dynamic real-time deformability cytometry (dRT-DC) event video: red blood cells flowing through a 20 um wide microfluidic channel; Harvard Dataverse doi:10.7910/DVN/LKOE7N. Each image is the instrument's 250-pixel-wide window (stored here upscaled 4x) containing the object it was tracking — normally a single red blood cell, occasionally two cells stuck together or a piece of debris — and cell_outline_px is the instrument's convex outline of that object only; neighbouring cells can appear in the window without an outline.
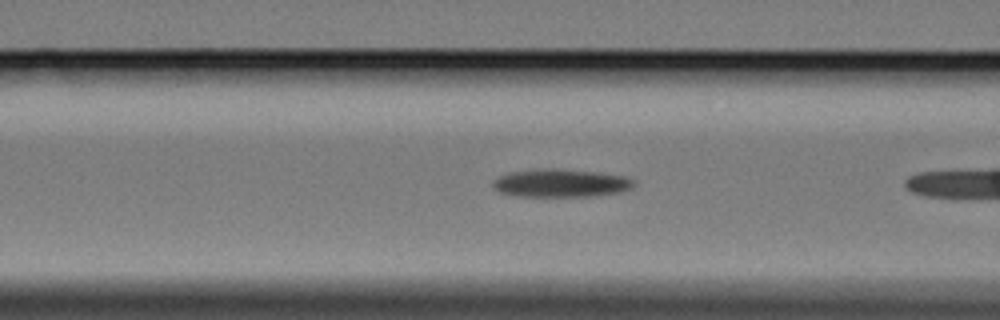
{"species": "Egyptian fruit bat (a non-hibernating species)", "species_latin": "Rousettus aegyptiacus", "temperature_condition": "cold", "stored_images_in_passage": 33, "camera_frame_rate_fps": 3000, "um_per_image_px": 0.085, "animal": {"sex": "female"}, "frame": {"image": 1, "passage_image": 7, "time_ms": 2.0, "image_size_px": [1000, 320], "cell_outline_px": [[636, 184], [632, 188], [620, 192], [596, 196], [516, 196], [500, 192], [492, 184], [500, 176], [516, 172], [592, 172], [624, 176], [636, 180]], "centroid_in_image_um": [47.8, 15.64], "position_along_channel_um": 118.8, "area_um2": 21.44}}
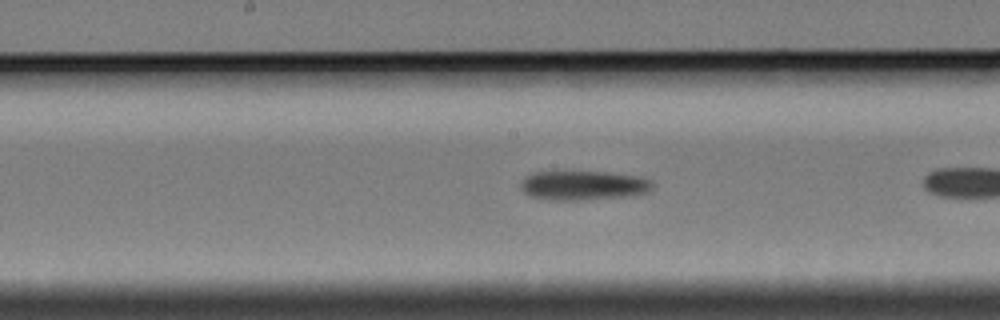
{"frame": {"image": 2, "passage_image": 14, "time_ms": 4.333, "image_size_px": [1000, 320], "cell_outline_px": [[652, 188], [648, 192], [636, 196], [584, 200], [548, 200], [528, 196], [520, 188], [520, 184], [532, 172], [604, 172], [632, 176], [652, 180]], "centroid_in_image_um": [49.58, 15.79], "position_along_channel_um": 198.6, "area_um2": 22.6}}
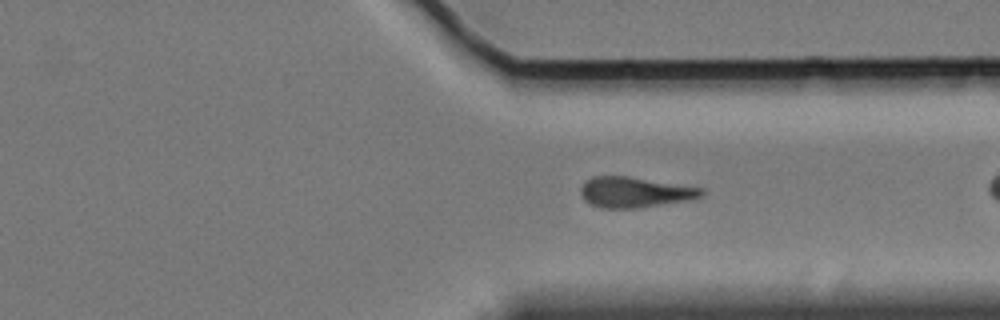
{"frame": {"image": 3, "passage_image": 28, "time_ms": 9.0, "image_size_px": [1000, 320], "cell_outline_px": [[704, 196], [692, 200], [640, 208], [600, 208], [584, 200], [580, 192], [580, 188], [592, 176], [628, 176], [704, 188]], "centroid_in_image_um": [54.01, 16.35], "position_along_channel_um": 357.4, "area_um2": 21.68}, "authors_computed_cell_mechanics": {"area_um2": 22.1952, "velocity_mm_per_s": 3.4044, "shape_relaxation_time_tau1_ms": 4.5366, "shape_relaxation_time_tau2_ms": null, "deformation_change_tau1": 0.1263, "deformation_change_tau2": null}}